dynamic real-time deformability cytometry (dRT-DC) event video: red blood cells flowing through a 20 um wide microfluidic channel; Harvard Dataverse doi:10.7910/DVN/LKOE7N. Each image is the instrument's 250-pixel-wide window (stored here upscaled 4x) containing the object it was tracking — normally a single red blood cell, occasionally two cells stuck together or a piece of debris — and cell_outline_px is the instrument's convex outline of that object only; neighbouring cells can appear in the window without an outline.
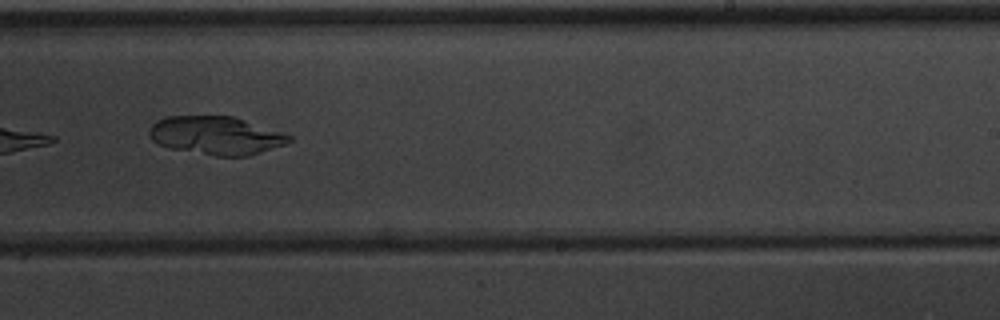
{"species": "common noctule bat (a hibernating species)", "species_latin": "Nyctalus noctula", "temperature_condition": "warm", "stored_images_in_passage": 10, "segment_of_instrument_passage": [2, 2], "camera_frame_rate_fps": 3000, "um_per_image_px": 0.085, "animal": {"sex": "male", "body_mass_g": 20.1, "forearm_length_mm": 53.5}, "frame": {"image": 1, "passage_image": 9, "time_ms": 9.667, "image_size_px": [1000, 320], "cell_outline_px": [[292, 140], [284, 144], [248, 156], [216, 156], [168, 148], [156, 144], [152, 140], [148, 132], [152, 124], [156, 120], [168, 116], [232, 116], [292, 136]], "centroid_in_image_um": [18.29, 11.52], "position_along_channel_um": 270.7, "area_um2": 30.98}}